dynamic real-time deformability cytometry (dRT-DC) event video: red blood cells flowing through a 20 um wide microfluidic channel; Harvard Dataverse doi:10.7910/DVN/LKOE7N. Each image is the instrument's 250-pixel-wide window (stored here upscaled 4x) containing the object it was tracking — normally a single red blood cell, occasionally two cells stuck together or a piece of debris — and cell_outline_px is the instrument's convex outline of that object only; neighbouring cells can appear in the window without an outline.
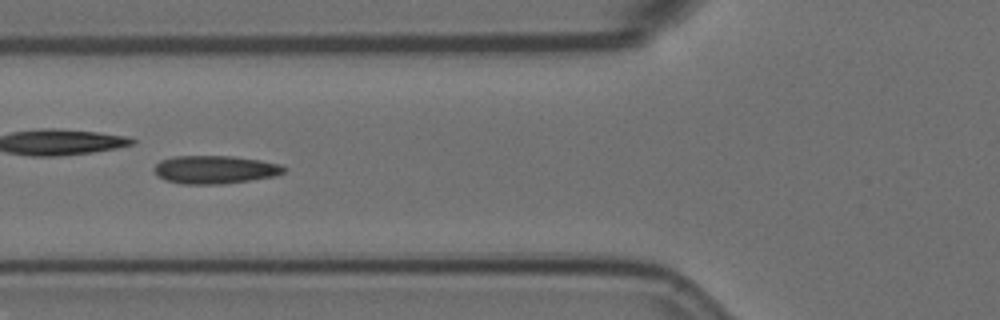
{"species": "Egyptian fruit bat (a non-hibernating species)", "species_latin": "Rousettus aegyptiacus", "temperature_condition": "room temperature", "stored_images_in_passage": 3, "camera_frame_rate_fps": 3000, "um_per_image_px": 0.085, "animal": {"sex": "female"}, "frame": {"image": 1, "passage_image": 2, "time_ms": 0.333, "image_size_px": [1000, 320], "cell_outline_px": [[288, 168], [284, 172], [276, 176], [224, 184], [180, 184], [164, 180], [156, 176], [152, 168], [160, 160], [176, 156], [232, 156], [260, 160], [280, 164]], "centroid_in_image_um": [18.25, 14.42], "position_along_channel_um": 107.6, "area_um2": 21.56}}